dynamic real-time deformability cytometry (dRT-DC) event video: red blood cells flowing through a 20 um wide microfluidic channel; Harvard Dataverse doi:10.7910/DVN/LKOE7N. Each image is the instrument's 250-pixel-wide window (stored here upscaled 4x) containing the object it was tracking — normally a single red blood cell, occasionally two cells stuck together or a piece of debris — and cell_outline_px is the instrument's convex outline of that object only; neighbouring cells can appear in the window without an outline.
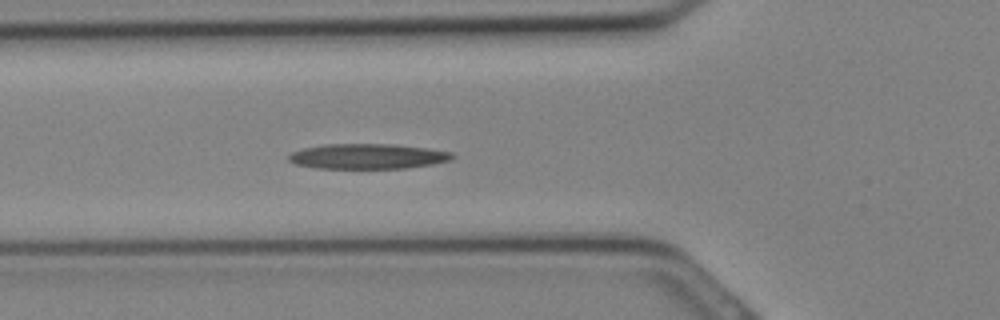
{"species": "Egyptian fruit bat (a non-hibernating species)", "species_latin": "Rousettus aegyptiacus", "temperature_condition": "cold", "stored_images_in_passage": 14, "camera_frame_rate_fps": 3000, "um_per_image_px": 0.085, "animal": {"sex": "female"}, "frame": {"image": 1, "passage_image": 10, "time_ms": 3.0, "image_size_px": [1000, 320], "cell_outline_px": [[456, 156], [448, 160], [432, 164], [404, 168], [316, 168], [296, 164], [288, 160], [288, 156], [292, 152], [304, 148], [324, 144], [396, 144], [428, 148], [452, 152]], "centroid_in_image_um": [31.25, 13.28], "position_along_channel_um": 94.5, "area_um2": 23.93}}
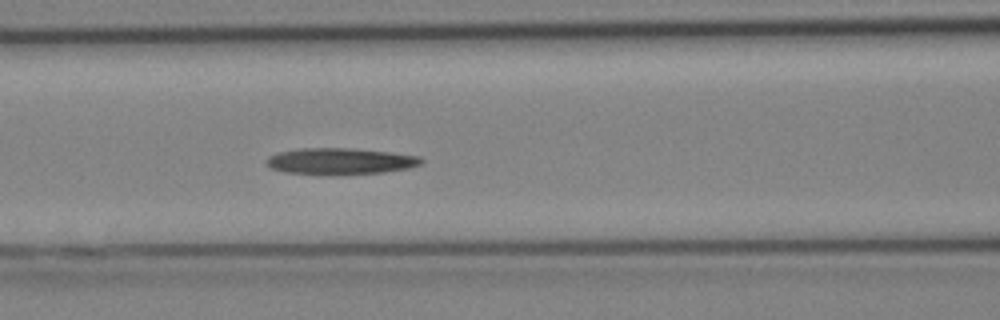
{"frame": {"image": 2, "passage_image": 12, "time_ms": 3.667, "image_size_px": [1000, 320], "cell_outline_px": [[424, 160], [420, 164], [408, 168], [384, 172], [284, 172], [272, 168], [268, 164], [268, 156], [276, 152], [300, 148], [352, 148], [392, 152], [420, 156]], "centroid_in_image_um": [28.96, 13.64], "position_along_channel_um": 137.6, "area_um2": 22.77}}
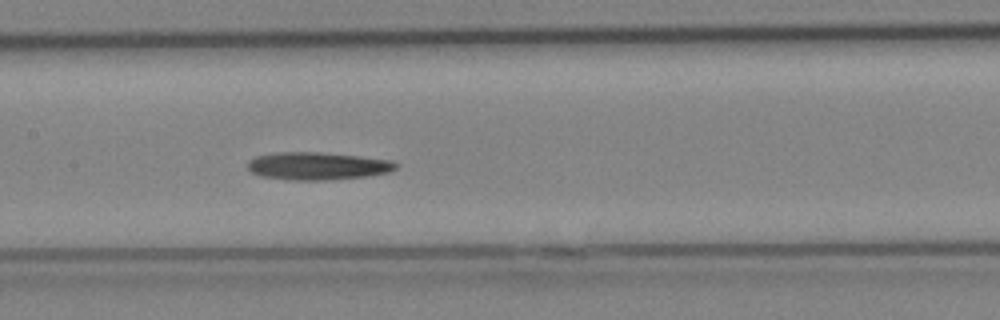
{"frame": {"image": 3, "passage_image": 14, "time_ms": 4.333, "image_size_px": [1000, 320], "cell_outline_px": [[400, 164], [396, 168], [388, 172], [368, 176], [328, 180], [288, 180], [260, 176], [252, 172], [248, 168], [248, 160], [256, 156], [276, 152], [316, 152], [356, 156], [392, 160]], "centroid_in_image_um": [26.98, 14.11], "position_along_channel_um": 180.4, "area_um2": 23.93}}